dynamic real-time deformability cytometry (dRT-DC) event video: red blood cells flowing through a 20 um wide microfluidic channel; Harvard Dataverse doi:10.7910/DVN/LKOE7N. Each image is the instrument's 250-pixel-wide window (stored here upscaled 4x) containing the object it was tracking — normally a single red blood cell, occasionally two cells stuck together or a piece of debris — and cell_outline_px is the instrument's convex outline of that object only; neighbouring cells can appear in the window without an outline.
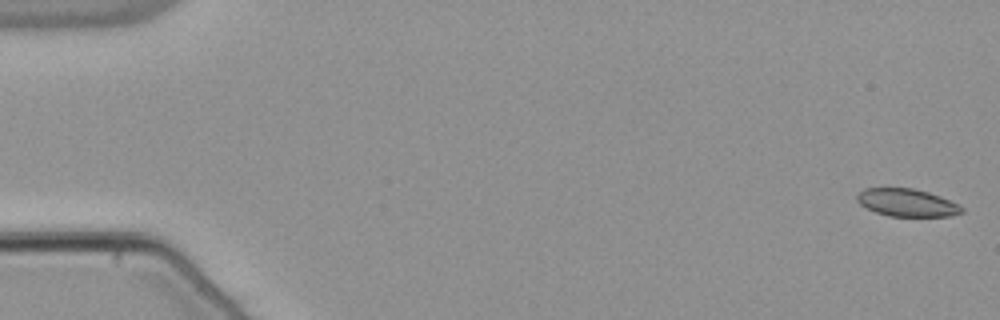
{"species": "common noctule bat (a hibernating species)", "species_latin": "Nyctalus noctula", "temperature_condition": "warm", "stored_images_in_passage": 55, "segment_of_instrument_passage": [1, 2], "camera_frame_rate_fps": 3000, "um_per_image_px": 0.085, "animal": {"sex": "male", "body_mass_g": 21.5, "forearm_length_mm": 52.0}, "frame": {"image": 1, "passage_image": 1, "time_ms": 0.0, "image_size_px": [1000, 320], "cell_outline_px": [[964, 212], [952, 216], [888, 216], [876, 212], [860, 204], [856, 200], [856, 196], [864, 188], [912, 188], [928, 192], [940, 196], [960, 204], [964, 208]], "centroid_in_image_um": [77.13, 17.23], "position_along_channel_um": 7.9, "area_um2": 16.94}}
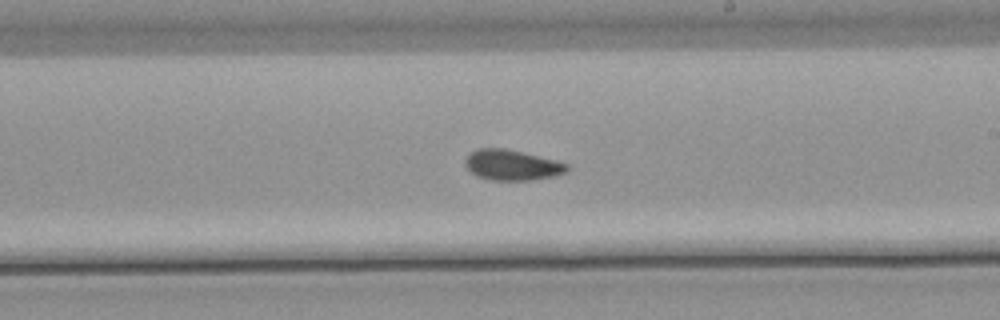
{"frame": {"image": 2, "passage_image": 32, "time_ms": 10.333, "image_size_px": [1000, 320], "cell_outline_px": [[568, 172], [556, 176], [532, 180], [492, 180], [476, 176], [464, 164], [464, 160], [476, 148], [504, 148], [556, 160], [568, 164]], "centroid_in_image_um": [43.54, 14.03], "position_along_channel_um": 245.5, "area_um2": 18.09}}
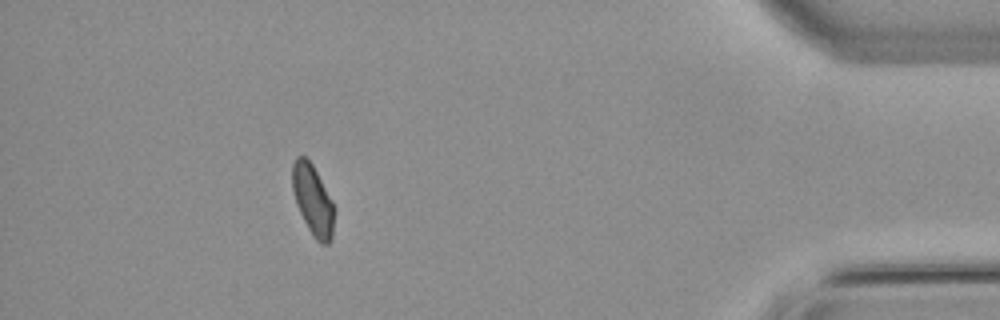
{"frame": {"image": 3, "passage_image": 49, "time_ms": 16.0, "image_size_px": [1000, 320], "cell_outline_px": [[332, 240], [328, 244], [320, 244], [316, 240], [308, 228], [296, 204], [292, 192], [292, 164], [296, 156], [304, 156], [312, 164], [332, 200]], "centroid_in_image_um": [26.55, 16.99], "position_along_channel_um": 408.6, "area_um2": 16.88}}